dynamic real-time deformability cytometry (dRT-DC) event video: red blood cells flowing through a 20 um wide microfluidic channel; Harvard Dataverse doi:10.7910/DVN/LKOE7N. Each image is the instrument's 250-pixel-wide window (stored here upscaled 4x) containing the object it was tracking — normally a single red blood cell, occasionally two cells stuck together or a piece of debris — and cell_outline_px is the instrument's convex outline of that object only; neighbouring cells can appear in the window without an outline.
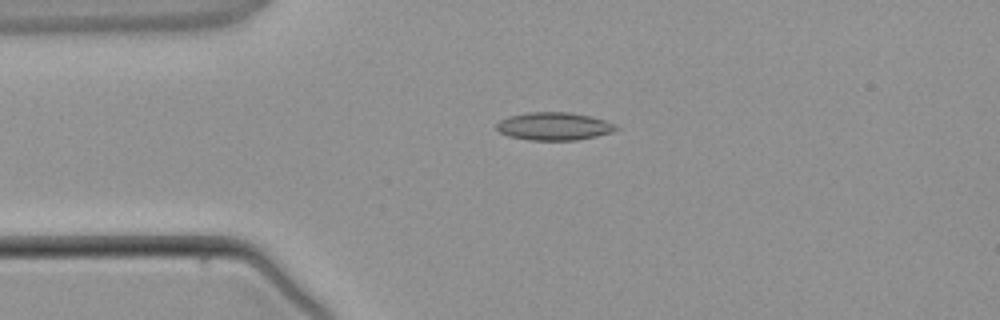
{"species": "common noctule bat (a hibernating species)", "species_latin": "Nyctalus noctula", "temperature_condition": "warm", "stored_images_in_passage": 3, "camera_frame_rate_fps": 3000, "um_per_image_px": 0.085, "animal": {"sex": "male", "body_mass_g": 21.5, "forearm_length_mm": 52.0}, "frame": {"image": 1, "passage_image": 3, "time_ms": 2.333, "image_size_px": [1000, 320], "cell_outline_px": [[620, 128], [612, 132], [596, 136], [576, 140], [528, 140], [508, 136], [500, 132], [496, 128], [496, 124], [500, 120], [508, 116], [528, 112], [572, 112], [592, 116], [616, 124]], "centroid_in_image_um": [47.1, 10.73], "position_along_channel_um": 37.9, "area_um2": 19.59}}